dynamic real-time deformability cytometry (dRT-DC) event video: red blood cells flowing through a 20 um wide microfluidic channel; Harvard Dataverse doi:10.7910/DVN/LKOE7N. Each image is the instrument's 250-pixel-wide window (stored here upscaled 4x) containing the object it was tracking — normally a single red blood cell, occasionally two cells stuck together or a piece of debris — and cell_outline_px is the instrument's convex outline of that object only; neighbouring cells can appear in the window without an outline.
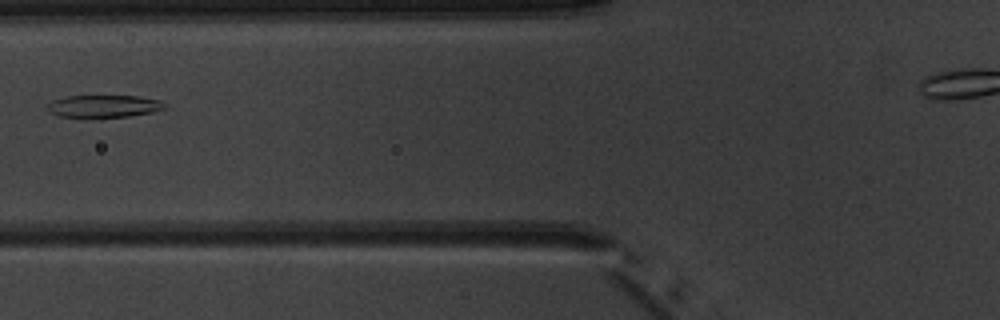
{"species": "common noctule bat (a hibernating species)", "species_latin": "Nyctalus noctula", "temperature_condition": "warm", "stored_images_in_passage": 5, "camera_frame_rate_fps": 3000, "um_per_image_px": 0.085, "animal": {"sex": "male", "body_mass_g": 20.1, "forearm_length_mm": 53.5}, "frame": {"image": 1, "passage_image": 5, "time_ms": 4.667, "image_size_px": [1000, 320], "cell_outline_px": [[168, 108], [152, 112], [128, 116], [56, 116], [48, 112], [44, 108], [44, 104], [52, 100], [68, 96], [140, 96], [160, 100]], "centroid_in_image_um": [8.77, 9.01], "position_along_channel_um": 117.0, "area_um2": 15.26}}